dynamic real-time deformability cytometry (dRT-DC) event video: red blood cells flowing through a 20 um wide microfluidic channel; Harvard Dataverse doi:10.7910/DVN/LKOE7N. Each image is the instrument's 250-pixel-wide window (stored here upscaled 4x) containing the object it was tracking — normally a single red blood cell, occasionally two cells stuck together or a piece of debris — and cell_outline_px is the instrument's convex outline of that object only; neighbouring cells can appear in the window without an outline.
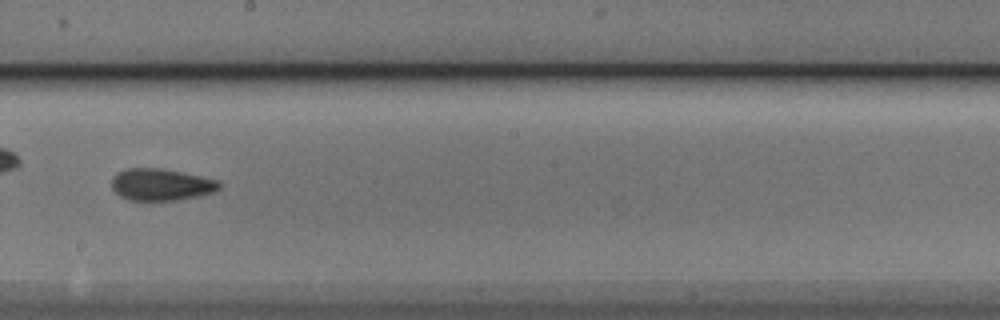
{"species": "Egyptian fruit bat (a non-hibernating species)", "species_latin": "Rousettus aegyptiacus", "temperature_condition": "cold", "stored_images_in_passage": 38, "camera_frame_rate_fps": 3000, "um_per_image_px": 0.085, "animal": {"sex": "male"}, "frame": {"image": 1, "passage_image": 22, "time_ms": 7.0, "image_size_px": [1000, 320], "cell_outline_px": [[220, 188], [216, 192], [200, 196], [180, 200], [128, 200], [120, 196], [112, 188], [112, 176], [116, 172], [128, 168], [160, 168], [220, 180]], "centroid_in_image_um": [13.71, 15.69], "position_along_channel_um": 234.5, "area_um2": 20.17}, "authors_computed_cell_mechanics": {"area_um2": 19.7098, "velocity_mm_per_s": 3.8496, "shape_relaxation_time_tau1_ms": 9.3407, "shape_relaxation_time_tau2_ms": 2.9676, "deformation_change_tau1": 0.1972, "deformation_change_tau2": 0.0911}}